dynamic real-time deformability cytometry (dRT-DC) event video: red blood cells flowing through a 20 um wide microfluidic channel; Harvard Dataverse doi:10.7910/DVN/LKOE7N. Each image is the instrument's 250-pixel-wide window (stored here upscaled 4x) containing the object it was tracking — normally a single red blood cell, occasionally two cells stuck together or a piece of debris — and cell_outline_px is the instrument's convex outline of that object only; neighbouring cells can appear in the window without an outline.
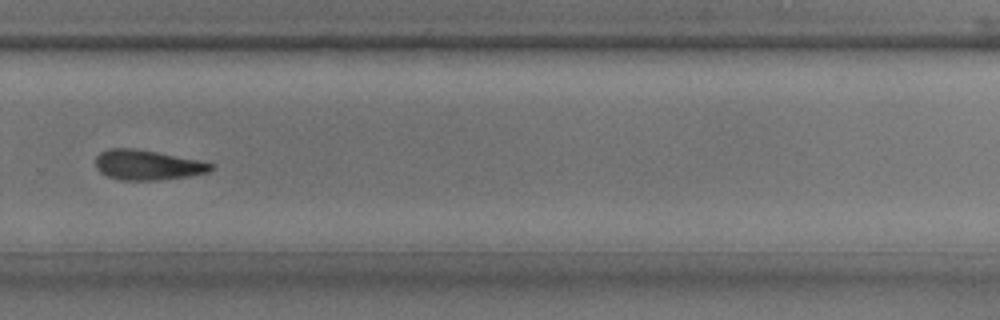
{"species": "common noctule bat (a hibernating species)", "species_latin": "Nyctalus noctula", "temperature_condition": "room temperature", "stored_images_in_passage": 27, "camera_frame_rate_fps": 3000, "um_per_image_px": 0.085, "animal": {"sex": "male", "body_mass_g": 17.9, "forearm_length_mm": 54.2}, "frame": {"image": 1, "passage_image": 18, "time_ms": 5.667, "image_size_px": [1000, 320], "cell_outline_px": [[216, 164], [208, 172], [188, 176], [156, 180], [120, 180], [108, 176], [100, 172], [96, 168], [96, 156], [100, 152], [108, 148], [132, 148], [156, 152], [200, 160]], "centroid_in_image_um": [12.52, 14.02], "position_along_channel_um": 317.3, "area_um2": 20.11}}